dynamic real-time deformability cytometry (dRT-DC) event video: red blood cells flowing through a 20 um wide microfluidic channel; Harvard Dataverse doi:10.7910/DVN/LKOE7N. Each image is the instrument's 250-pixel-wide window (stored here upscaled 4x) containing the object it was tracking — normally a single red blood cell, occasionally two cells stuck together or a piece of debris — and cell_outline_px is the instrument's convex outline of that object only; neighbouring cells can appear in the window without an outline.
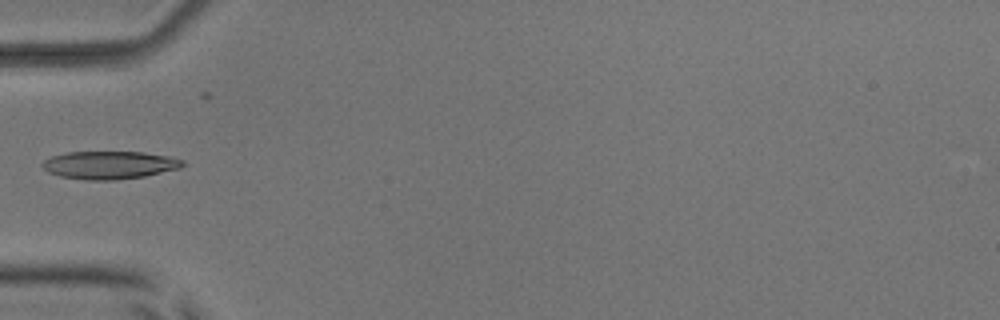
{"species": "common noctule bat (a hibernating species)", "species_latin": "Nyctalus noctula", "temperature_condition": "room temperature", "stored_images_in_passage": 2, "camera_frame_rate_fps": 3000, "um_per_image_px": 0.085, "animal": {"sex": "male", "body_mass_g": 17.9, "forearm_length_mm": 54.2}, "frame": {"image": 1, "passage_image": 1, "time_ms": 0.0, "image_size_px": [1000, 320], "cell_outline_px": [[184, 164], [180, 168], [144, 176], [116, 180], [88, 180], [60, 176], [48, 172], [40, 164], [44, 160], [52, 156], [68, 152], [144, 152], [168, 156], [184, 160]], "centroid_in_image_um": [9.3, 14.02], "position_along_channel_um": 75.7, "area_um2": 22.72}}
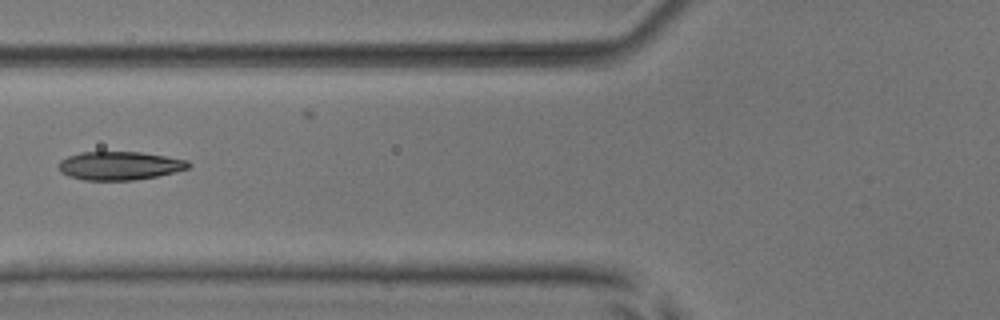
{"frame": {"image": 2, "passage_image": 2, "time_ms": 1.0, "image_size_px": [1000, 320], "cell_outline_px": [[192, 164], [188, 168], [156, 176], [132, 180], [84, 180], [68, 176], [60, 172], [60, 160], [68, 156], [80, 152], [140, 152], [188, 160]], "centroid_in_image_um": [10.15, 14.08], "position_along_channel_um": 115.7, "area_um2": 21.33}}